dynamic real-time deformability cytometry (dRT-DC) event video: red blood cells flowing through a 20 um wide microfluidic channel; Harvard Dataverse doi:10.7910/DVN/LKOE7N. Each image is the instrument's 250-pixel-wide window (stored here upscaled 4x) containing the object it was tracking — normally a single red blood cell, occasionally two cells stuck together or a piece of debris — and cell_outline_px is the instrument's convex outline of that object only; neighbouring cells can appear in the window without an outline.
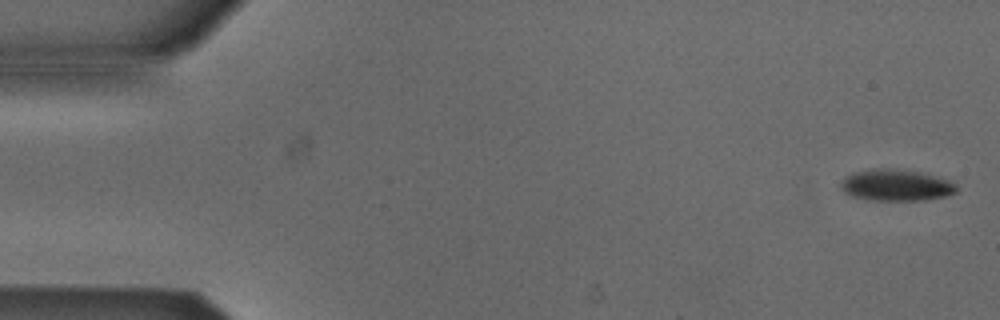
{"species": "Egyptian fruit bat (a non-hibernating species)", "species_latin": "Rousettus aegyptiacus", "temperature_condition": "cold", "stored_images_in_passage": 52, "camera_frame_rate_fps": 3000, "um_per_image_px": 0.085, "animal": {"sex": "male"}, "frame": {"image": 1, "passage_image": 1, "time_ms": 0.0, "image_size_px": [1000, 320], "cell_outline_px": [[956, 192], [948, 196], [924, 200], [868, 200], [852, 196], [844, 192], [840, 184], [844, 176], [852, 172], [876, 168], [888, 168], [924, 172], [948, 180], [956, 184]], "centroid_in_image_um": [76.16, 15.73], "position_along_channel_um": 8.8, "area_um2": 21.44}}
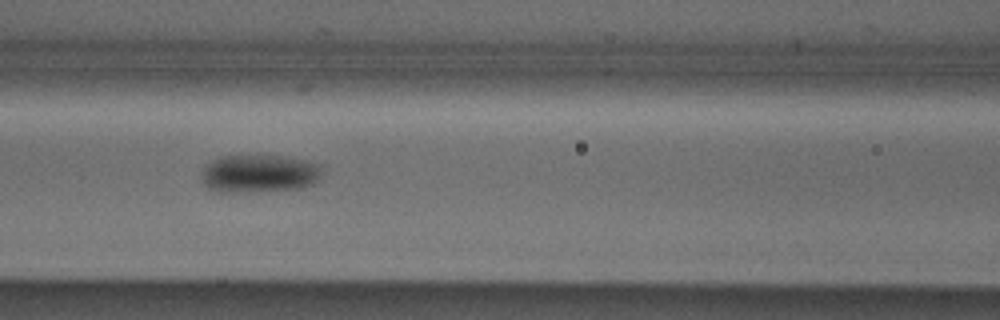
{"frame": {"image": 2, "passage_image": 22, "time_ms": 7.0, "image_size_px": [1000, 320], "cell_outline_px": [[320, 172], [316, 180], [312, 184], [304, 188], [228, 192], [216, 192], [208, 188], [204, 184], [200, 176], [204, 168], [212, 160], [220, 156], [280, 156], [304, 160], [320, 164]], "centroid_in_image_um": [21.98, 14.75], "position_along_channel_um": 144.6, "area_um2": 26.3}}
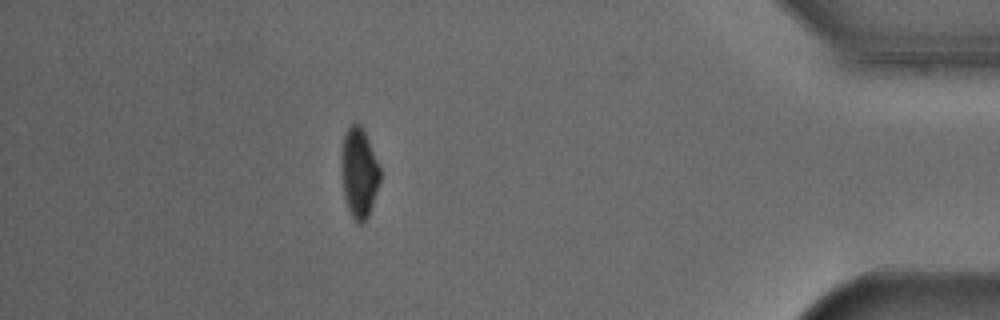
{"frame": {"image": 3, "passage_image": 46, "time_ms": 15.0, "image_size_px": [1000, 320], "cell_outline_px": [[380, 180], [368, 216], [360, 224], [356, 224], [348, 208], [344, 196], [340, 172], [340, 160], [344, 136], [348, 128], [352, 124], [360, 124], [368, 140], [380, 168]], "centroid_in_image_um": [30.49, 14.7], "position_along_channel_um": 404.7, "area_um2": 20.11}, "authors_computed_cell_mechanics": {"area_um2": 22.7154, "velocity_mm_per_s": 3.8871, "shape_relaxation_time_tau1_ms": 2.8452, "shape_relaxation_time_tau2_ms": null, "deformation_change_tau1": 0.0801, "deformation_change_tau2": null}}